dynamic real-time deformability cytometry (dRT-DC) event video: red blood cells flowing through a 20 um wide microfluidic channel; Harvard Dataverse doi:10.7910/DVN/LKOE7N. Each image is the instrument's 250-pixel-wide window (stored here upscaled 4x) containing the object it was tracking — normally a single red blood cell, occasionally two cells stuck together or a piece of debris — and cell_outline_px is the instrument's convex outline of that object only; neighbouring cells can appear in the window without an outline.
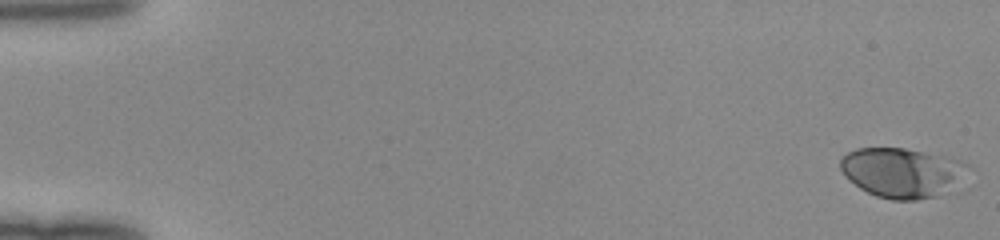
{"species": "human", "species_latin": "Homo sapiens", "temperature_condition": "room temperature", "stored_images_in_passage": 50, "camera_frame_rate_fps": 3000, "um_per_image_px": 0.085, "donor": {"sex": "female"}, "frame": {"image": 1, "passage_image": 1, "time_ms": 0.0, "image_size_px": [1000, 240], "cell_outline_px": [[968, 188], [964, 192], [916, 200], [892, 200], [876, 196], [860, 188], [840, 168], [840, 160], [848, 152], [856, 148], [904, 148], [960, 160], [968, 164]], "centroid_in_image_um": [76.91, 14.73], "position_along_channel_um": 8.1, "area_um2": 38.26}}
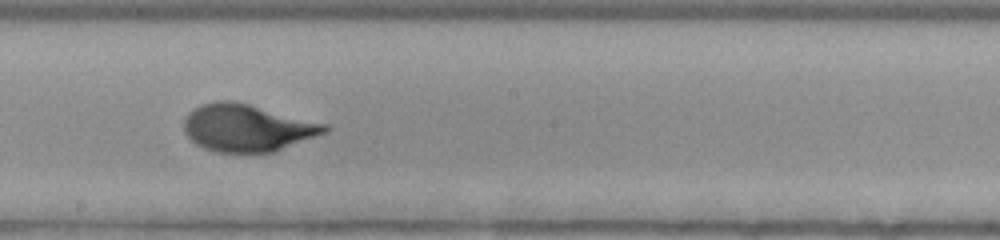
{"frame": {"image": 2, "passage_image": 29, "time_ms": 9.333, "image_size_px": [1000, 240], "cell_outline_px": [[332, 128], [328, 132], [272, 152], [216, 152], [204, 148], [196, 144], [184, 132], [184, 120], [188, 112], [192, 108], [200, 104], [216, 100], [232, 100], [328, 124]], "centroid_in_image_um": [21.0, 10.85], "position_along_channel_um": 227.2, "area_um2": 38.78}}
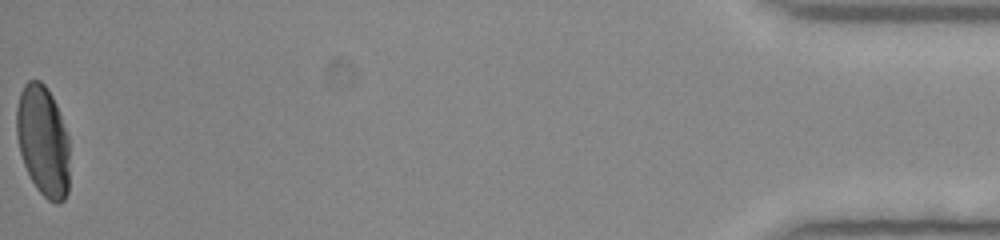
{"frame": {"image": 3, "passage_image": 50, "time_ms": 16.333, "image_size_px": [1000, 240], "cell_outline_px": [[68, 192], [64, 200], [60, 204], [56, 204], [48, 200], [36, 188], [24, 164], [20, 152], [16, 136], [16, 108], [20, 92], [24, 84], [28, 80], [40, 80], [48, 88], [56, 104], [68, 136]], "centroid_in_image_um": [3.64, 11.96], "position_along_channel_um": 431.6, "area_um2": 34.33}}